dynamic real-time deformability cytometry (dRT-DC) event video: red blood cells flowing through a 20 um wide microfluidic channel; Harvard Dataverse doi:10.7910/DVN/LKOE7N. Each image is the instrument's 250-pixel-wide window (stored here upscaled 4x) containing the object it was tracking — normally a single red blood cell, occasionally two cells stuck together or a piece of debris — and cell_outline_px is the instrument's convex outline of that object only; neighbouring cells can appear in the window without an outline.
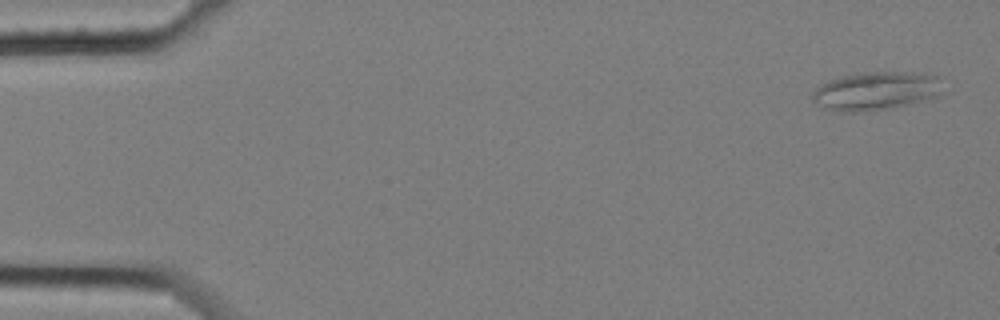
{"species": "common noctule bat (a hibernating species)", "species_latin": "Nyctalus noctula", "temperature_condition": "cold", "stored_images_in_passage": 5, "camera_frame_rate_fps": 3000, "um_per_image_px": 0.085, "animal": {"sex": "female", "body_mass_g": 25.1}, "frame": {"image": 1, "passage_image": 1, "time_ms": 0.0, "image_size_px": [1000, 320], "cell_outline_px": [[940, 92], [936, 96], [888, 108], [856, 112], [844, 112], [828, 108], [812, 100], [812, 92], [816, 88], [832, 80], [844, 76], [864, 72], [924, 72], [936, 76]], "centroid_in_image_um": [74.43, 7.71], "position_along_channel_um": 10.6, "area_um2": 28.15}}